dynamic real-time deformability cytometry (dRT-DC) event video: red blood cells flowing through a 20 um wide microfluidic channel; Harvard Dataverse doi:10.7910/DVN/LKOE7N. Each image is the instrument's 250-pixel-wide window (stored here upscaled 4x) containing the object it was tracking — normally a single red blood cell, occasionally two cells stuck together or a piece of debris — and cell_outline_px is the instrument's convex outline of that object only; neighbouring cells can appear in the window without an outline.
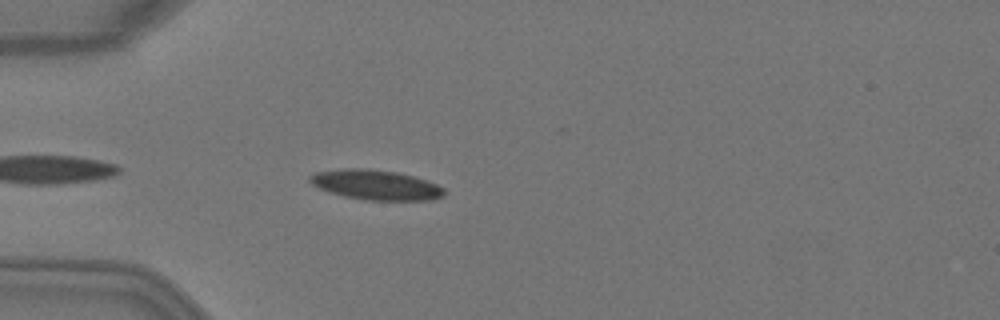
{"species": "Egyptian fruit bat (a non-hibernating species)", "species_latin": "Rousettus aegyptiacus", "temperature_condition": "warm", "stored_images_in_passage": 38, "camera_frame_rate_fps": 3000, "um_per_image_px": 0.085, "animal": {"sex": "female"}, "frame": {"image": 1, "passage_image": 3, "time_ms": 0.667, "image_size_px": [1000, 320], "cell_outline_px": [[444, 196], [432, 200], [364, 200], [344, 196], [328, 192], [312, 184], [308, 180], [308, 176], [316, 172], [344, 168], [364, 168], [396, 172], [412, 176], [436, 184], [444, 188]], "centroid_in_image_um": [31.91, 15.72], "position_along_channel_um": 53.1, "area_um2": 23.35}}
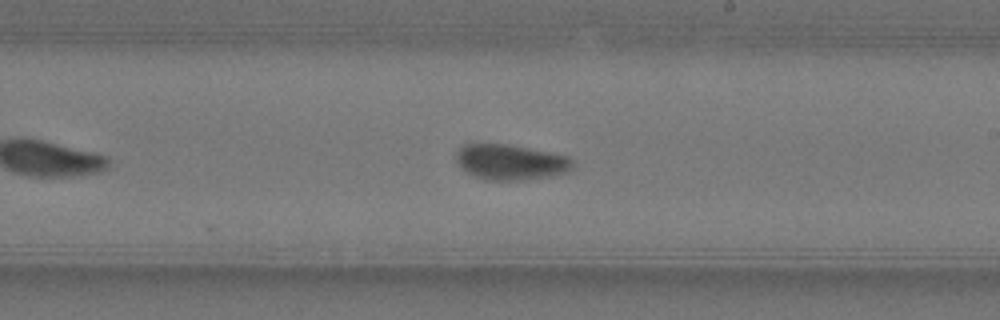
{"frame": {"image": 2, "passage_image": 18, "time_ms": 5.667, "image_size_px": [1000, 320], "cell_outline_px": [[576, 168], [568, 172], [552, 176], [524, 180], [484, 180], [464, 172], [460, 168], [456, 160], [456, 152], [464, 144], [508, 144], [568, 156], [572, 160]], "centroid_in_image_um": [43.4, 13.8], "position_along_channel_um": 245.6, "area_um2": 24.39}}
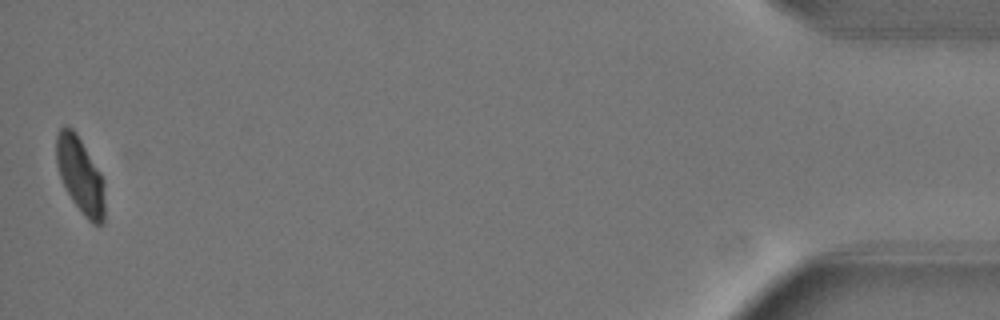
{"frame": {"image": 3, "passage_image": 38, "time_ms": 12.333, "image_size_px": [1000, 320], "cell_outline_px": [[104, 224], [92, 224], [84, 216], [72, 200], [60, 176], [56, 164], [56, 136], [60, 128], [64, 124], [72, 128], [76, 132], [100, 172], [104, 180]], "centroid_in_image_um": [6.82, 14.89], "position_along_channel_um": 428.4, "area_um2": 21.44}, "authors_computed_cell_mechanics": {"area_um2": 23.6402, "velocity_mm_per_s": 4.0733, "shape_relaxation_time_tau1_ms": 6.1474, "shape_relaxation_time_tau2_ms": 1.2703, "deformation_change_tau1": 0.1817, "deformation_change_tau2": 0.0471}}